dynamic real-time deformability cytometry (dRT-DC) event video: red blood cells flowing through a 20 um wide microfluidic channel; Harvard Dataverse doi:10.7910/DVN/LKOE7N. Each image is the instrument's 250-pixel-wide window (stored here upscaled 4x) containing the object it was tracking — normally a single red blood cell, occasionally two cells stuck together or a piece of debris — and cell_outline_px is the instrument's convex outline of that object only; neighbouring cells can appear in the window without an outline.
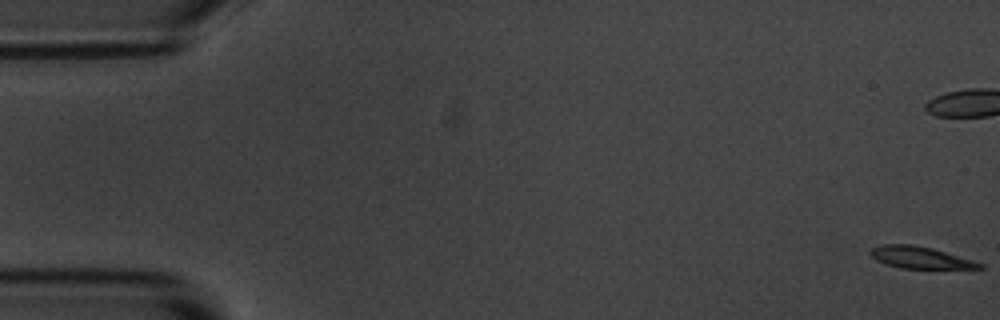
{"species": "common noctule bat (a hibernating species)", "species_latin": "Nyctalus noctula", "temperature_condition": "room temperature", "stored_images_in_passage": 8, "camera_frame_rate_fps": 3000, "um_per_image_px": 0.085, "animal": {"sex": "male", "body_mass_g": 20.1, "forearm_length_mm": 53.5}, "frame": {"image": 1, "passage_image": 1, "time_ms": 0.0, "image_size_px": [1000, 320], "cell_outline_px": [[984, 268], [900, 268], [884, 264], [876, 260], [868, 252], [872, 248], [880, 244], [912, 244], [932, 248], [972, 260], [984, 264]], "centroid_in_image_um": [78.16, 21.88], "position_along_channel_um": 6.8, "area_um2": 13.81}}